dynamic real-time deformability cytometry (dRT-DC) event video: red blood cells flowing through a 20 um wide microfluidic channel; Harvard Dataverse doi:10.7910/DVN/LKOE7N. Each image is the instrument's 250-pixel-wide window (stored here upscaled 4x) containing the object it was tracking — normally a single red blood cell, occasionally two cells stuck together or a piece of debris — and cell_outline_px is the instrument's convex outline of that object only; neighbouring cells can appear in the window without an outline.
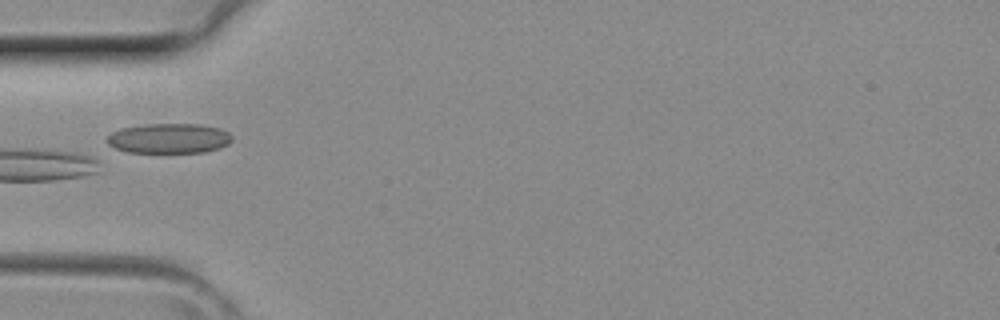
{"species": "common noctule bat (a hibernating species)", "species_latin": "Nyctalus noctula", "temperature_condition": "room temperature", "stored_images_in_passage": 4, "camera_frame_rate_fps": 3000, "um_per_image_px": 0.085, "animal": {"sex": "female", "body_mass_g": 29.2, "forearm_length_mm": 56.3}, "frame": {"image": 1, "passage_image": 4, "time_ms": 1.0, "image_size_px": [1000, 320], "cell_outline_px": [[232, 140], [228, 144], [220, 148], [204, 152], [128, 152], [116, 148], [108, 144], [104, 140], [112, 132], [120, 128], [144, 124], [200, 124], [220, 128], [228, 132], [232, 136]], "centroid_in_image_um": [14.36, 11.75], "position_along_channel_um": 70.6, "area_um2": 21.91}}